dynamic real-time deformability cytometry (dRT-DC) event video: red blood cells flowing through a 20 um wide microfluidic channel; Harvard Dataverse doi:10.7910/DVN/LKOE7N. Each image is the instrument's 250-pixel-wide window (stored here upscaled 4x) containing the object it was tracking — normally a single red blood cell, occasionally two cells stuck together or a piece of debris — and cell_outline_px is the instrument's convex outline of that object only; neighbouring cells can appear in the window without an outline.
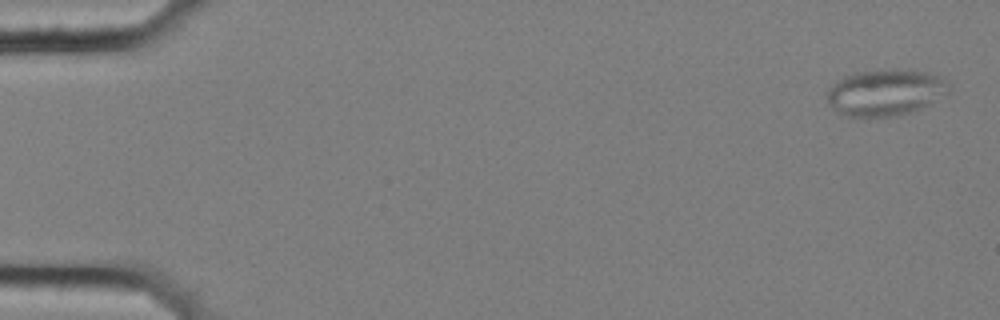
{"species": "common noctule bat (a hibernating species)", "species_latin": "Nyctalus noctula", "temperature_condition": "cold", "stored_images_in_passage": 57, "camera_frame_rate_fps": 3000, "um_per_image_px": 0.085, "animal": {"sex": "female", "body_mass_g": 25.1}, "frame": {"image": 1, "passage_image": 2, "time_ms": 0.333, "image_size_px": [1000, 320], "cell_outline_px": [[948, 92], [920, 108], [912, 112], [896, 116], [848, 116], [836, 112], [832, 108], [828, 100], [828, 88], [836, 80], [844, 76], [860, 72], [892, 68], [908, 68], [940, 76], [948, 80]], "centroid_in_image_um": [75.25, 7.83], "position_along_channel_um": 9.8, "area_um2": 32.95}}
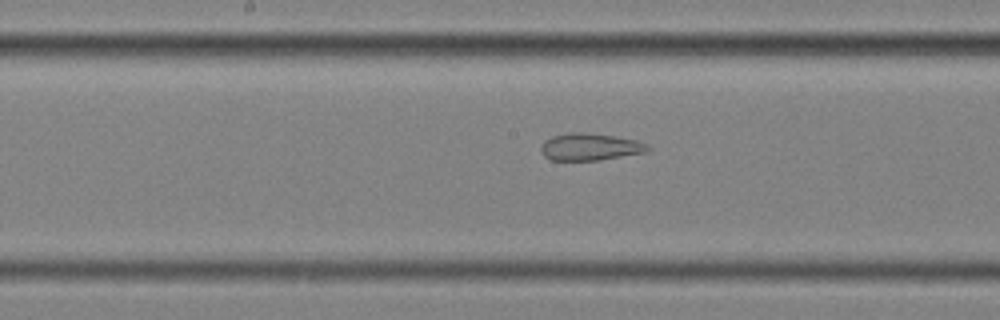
{"frame": {"image": 2, "passage_image": 30, "time_ms": 9.667, "image_size_px": [1000, 320], "cell_outline_px": [[652, 148], [648, 152], [600, 160], [548, 160], [540, 152], [540, 148], [544, 140], [552, 136], [568, 132], [584, 132], [616, 136], [636, 140], [648, 144]], "centroid_in_image_um": [50.16, 12.48], "position_along_channel_um": 198.0, "area_um2": 17.22}}
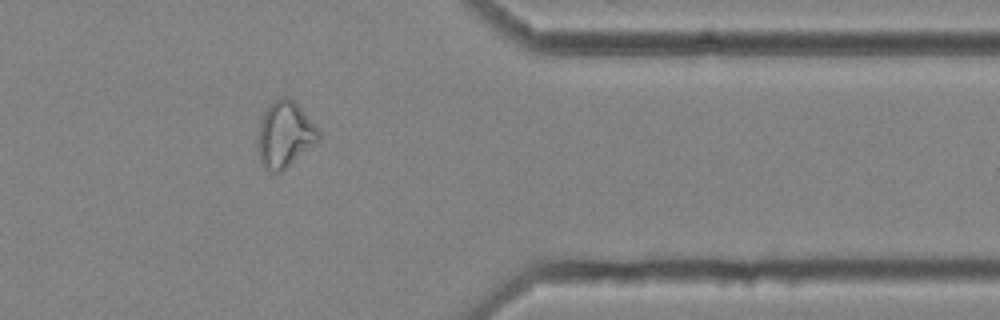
{"frame": {"image": 3, "passage_image": 47, "time_ms": 15.333, "image_size_px": [1000, 320], "cell_outline_px": [[320, 140], [280, 172], [272, 172], [264, 168], [260, 160], [260, 120], [264, 112], [276, 100], [284, 96], [288, 96], [300, 108], [320, 132]], "centroid_in_image_um": [24.23, 11.44], "position_along_channel_um": 387.2, "area_um2": 22.43}, "authors_computed_cell_mechanics": {"area_um2": 23.8714, "velocity_mm_per_s": 3.5594, "shape_relaxation_time_tau1_ms": null, "shape_relaxation_time_tau2_ms": 2.2191, "deformation_change_tau1": null, "deformation_change_tau2": 0.099}}